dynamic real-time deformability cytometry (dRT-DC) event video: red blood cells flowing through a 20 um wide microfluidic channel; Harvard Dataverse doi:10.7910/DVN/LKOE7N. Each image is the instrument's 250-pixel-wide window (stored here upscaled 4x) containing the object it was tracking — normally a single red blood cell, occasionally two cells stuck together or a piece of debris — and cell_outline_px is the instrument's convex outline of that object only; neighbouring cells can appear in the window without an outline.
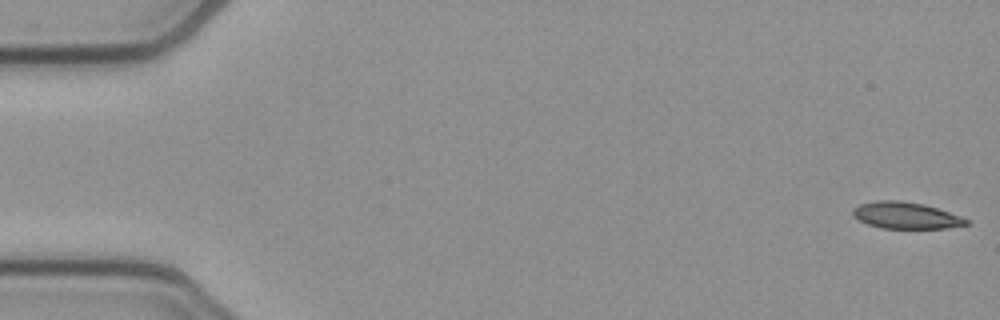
{"species": "common noctule bat (a hibernating species)", "species_latin": "Nyctalus noctula", "temperature_condition": "cold", "stored_images_in_passage": 53, "camera_frame_rate_fps": 3000, "um_per_image_px": 0.085, "animal": {"sex": "female", "body_mass_g": 21.9}, "frame": {"image": 1, "passage_image": 1, "time_ms": 0.0, "image_size_px": [1000, 320], "cell_outline_px": [[968, 224], [948, 228], [880, 228], [868, 224], [852, 216], [852, 208], [860, 204], [876, 200], [900, 200], [924, 204], [960, 216], [968, 220]], "centroid_in_image_um": [76.95, 18.3], "position_along_channel_um": 8.1, "area_um2": 17.51}}
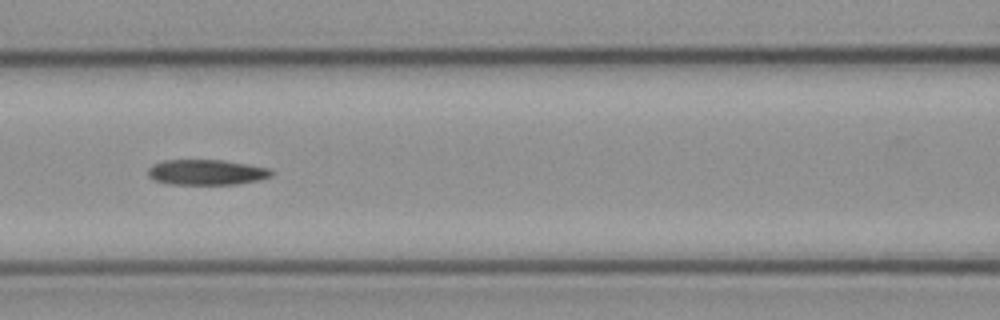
{"frame": {"image": 2, "passage_image": 23, "time_ms": 7.333, "image_size_px": [1000, 320], "cell_outline_px": [[276, 172], [272, 176], [260, 180], [236, 184], [168, 184], [156, 180], [148, 176], [148, 168], [152, 164], [164, 160], [224, 160], [272, 168]], "centroid_in_image_um": [17.61, 14.63], "position_along_channel_um": 149.0, "area_um2": 18.5}}
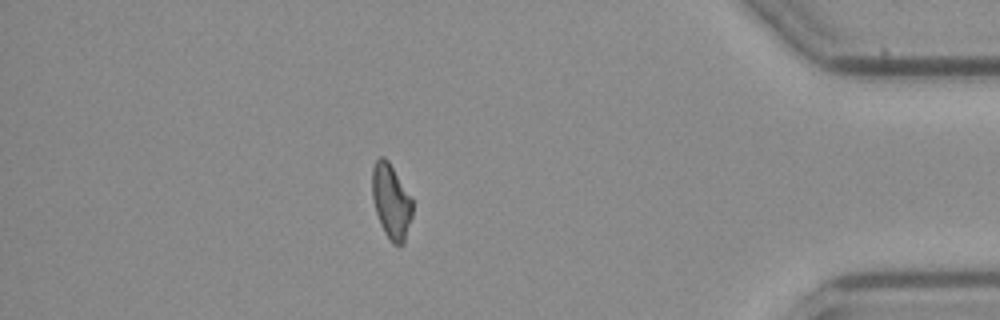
{"frame": {"image": 3, "passage_image": 46, "time_ms": 15.0, "image_size_px": [1000, 320], "cell_outline_px": [[412, 216], [404, 244], [392, 244], [384, 232], [380, 224], [376, 212], [372, 196], [372, 168], [376, 160], [380, 156], [384, 156], [388, 160], [412, 196]], "centroid_in_image_um": [33.26, 17.1], "position_along_channel_um": 401.9, "area_um2": 17.74}, "authors_computed_cell_mechanics": {"area_um2": 18.3804, "velocity_mm_per_s": 3.8652, "shape_relaxation_time_tau1_ms": 8.6003, "shape_relaxation_time_tau2_ms": null, "deformation_change_tau1": 0.1975, "deformation_change_tau2": null}}